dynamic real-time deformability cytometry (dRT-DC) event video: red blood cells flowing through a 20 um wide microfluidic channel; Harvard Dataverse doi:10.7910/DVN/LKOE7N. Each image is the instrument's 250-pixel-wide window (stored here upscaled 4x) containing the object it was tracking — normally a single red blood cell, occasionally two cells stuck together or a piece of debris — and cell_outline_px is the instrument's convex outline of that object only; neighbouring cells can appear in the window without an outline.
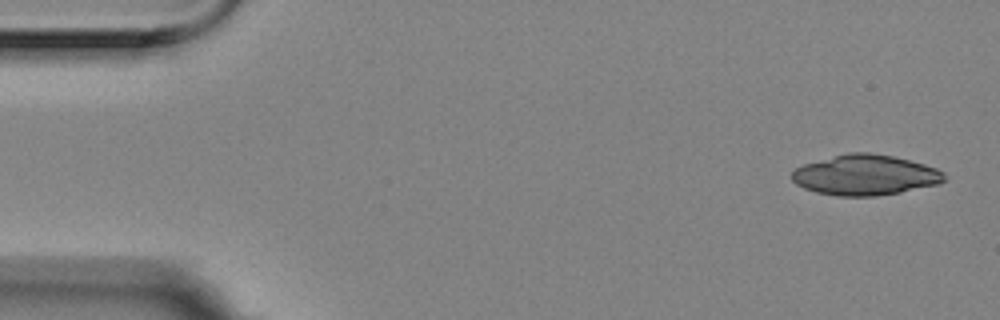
{"species": "Egyptian fruit bat (a non-hibernating species)", "species_latin": "Rousettus aegyptiacus", "temperature_condition": "room temperature", "stored_images_in_passage": 6, "camera_frame_rate_fps": 3000, "um_per_image_px": 0.085, "animal": {"sex": "female"}, "frame": {"image": 1, "passage_image": 1, "time_ms": 0.0, "image_size_px": [1000, 320], "cell_outline_px": [[944, 180], [940, 184], [900, 192], [876, 196], [836, 196], [816, 192], [804, 188], [796, 184], [792, 180], [792, 172], [796, 168], [804, 164], [848, 152], [868, 152], [892, 156], [924, 164], [936, 168], [944, 172]], "centroid_in_image_um": [73.54, 14.88], "position_along_channel_um": 11.5, "area_um2": 35.78}}